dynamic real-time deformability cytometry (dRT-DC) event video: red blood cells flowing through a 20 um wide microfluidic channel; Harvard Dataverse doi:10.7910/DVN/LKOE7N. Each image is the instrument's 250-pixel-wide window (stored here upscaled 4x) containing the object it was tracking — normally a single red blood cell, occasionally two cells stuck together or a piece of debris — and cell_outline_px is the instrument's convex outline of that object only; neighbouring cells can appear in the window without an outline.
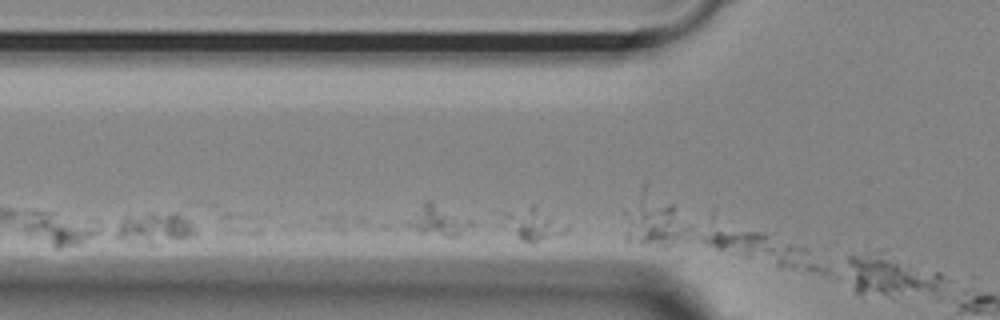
{"species": "Egyptian fruit bat (a non-hibernating species)", "species_latin": "Rousettus aegyptiacus", "temperature_condition": "room temperature", "stored_images_in_passage": 4, "segment_of_instrument_passage": [2, 2], "camera_frame_rate_fps": 3000, "um_per_image_px": 0.085, "animal": {"sex": "female"}, "frame": {"image": 1, "passage_image": 4, "time_ms": 1.0, "image_size_px": [1000, 320], "cell_outline_px": [[828, 276], [824, 276], [780, 268], [716, 248], [708, 244], [704, 240], [704, 236], [712, 232], [760, 232], [804, 248], [828, 272]], "centroid_in_image_um": [65.16, 21.32], "position_along_channel_um": 60.6, "area_um2": 19.59}}